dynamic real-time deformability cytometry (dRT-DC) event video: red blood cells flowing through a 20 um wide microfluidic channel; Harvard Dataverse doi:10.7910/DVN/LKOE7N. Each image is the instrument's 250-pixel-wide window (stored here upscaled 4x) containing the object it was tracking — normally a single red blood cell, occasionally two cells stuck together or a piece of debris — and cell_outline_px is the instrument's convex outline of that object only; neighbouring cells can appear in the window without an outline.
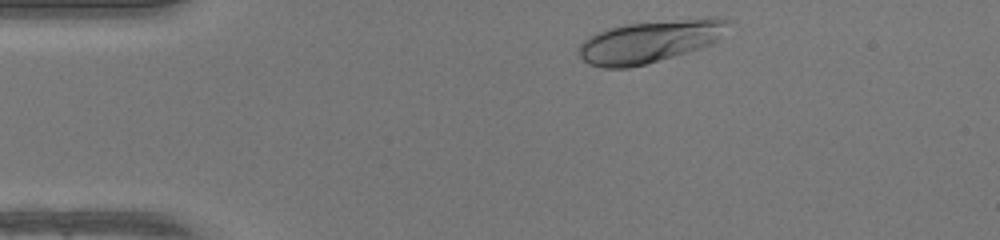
{"species": "human", "species_latin": "Homo sapiens", "temperature_condition": "warm", "stored_images_in_passage": 33, "camera_frame_rate_fps": 3000, "um_per_image_px": 0.085, "donor": {"sex": "female"}, "frame": {"image": 1, "passage_image": 2, "time_ms": 0.333, "image_size_px": [1000, 240], "cell_outline_px": [[732, 20], [716, 40], [700, 48], [644, 64], [628, 68], [604, 68], [588, 64], [576, 52], [580, 44], [588, 36], [604, 28], [624, 24], [708, 16], [716, 16]], "centroid_in_image_um": [55.19, 3.49], "position_along_channel_um": 29.8, "area_um2": 36.99}}
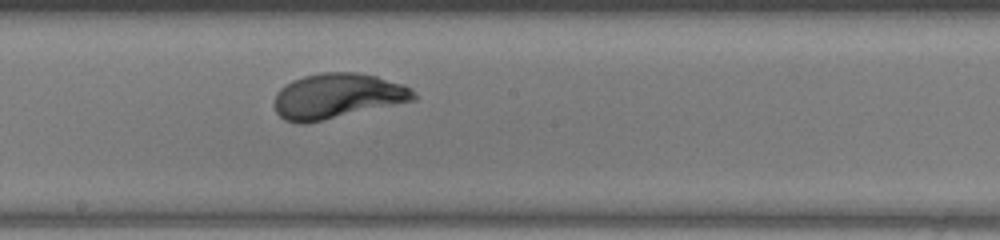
{"frame": {"image": 2, "passage_image": 20, "time_ms": 6.333, "image_size_px": [1000, 240], "cell_outline_px": [[416, 100], [308, 124], [300, 124], [284, 120], [276, 112], [272, 104], [276, 92], [284, 84], [292, 80], [304, 76], [324, 72], [356, 72], [376, 76], [404, 84], [412, 88], [416, 96]], "centroid_in_image_um": [28.64, 8.17], "position_along_channel_um": 219.6, "area_um2": 37.22}}
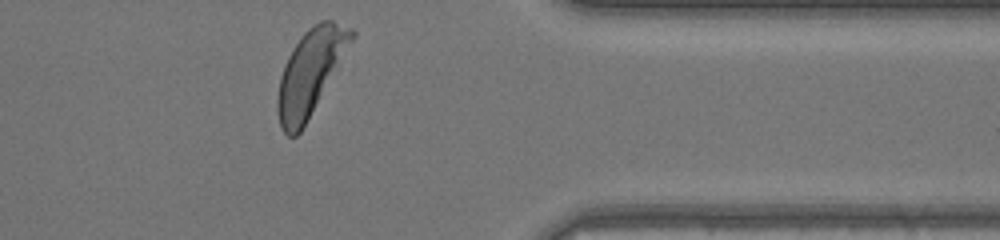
{"frame": {"image": 3, "passage_image": 33, "time_ms": 10.667, "image_size_px": [1000, 240], "cell_outline_px": [[356, 36], [300, 132], [296, 136], [288, 136], [280, 128], [276, 108], [276, 100], [280, 76], [284, 64], [292, 48], [304, 32], [308, 28], [320, 20], [332, 20], [352, 28], [356, 32]], "centroid_in_image_um": [26.36, 6.12], "position_along_channel_um": 385.0, "area_um2": 36.47}, "authors_computed_cell_mechanics": {"area_um2": 36.0672, "velocity_mm_per_s": 4.1666, "shape_relaxation_time_tau1_ms": 2.4939, "shape_relaxation_time_tau2_ms": null, "deformation_change_tau1": 0.1652, "deformation_change_tau2": null}}